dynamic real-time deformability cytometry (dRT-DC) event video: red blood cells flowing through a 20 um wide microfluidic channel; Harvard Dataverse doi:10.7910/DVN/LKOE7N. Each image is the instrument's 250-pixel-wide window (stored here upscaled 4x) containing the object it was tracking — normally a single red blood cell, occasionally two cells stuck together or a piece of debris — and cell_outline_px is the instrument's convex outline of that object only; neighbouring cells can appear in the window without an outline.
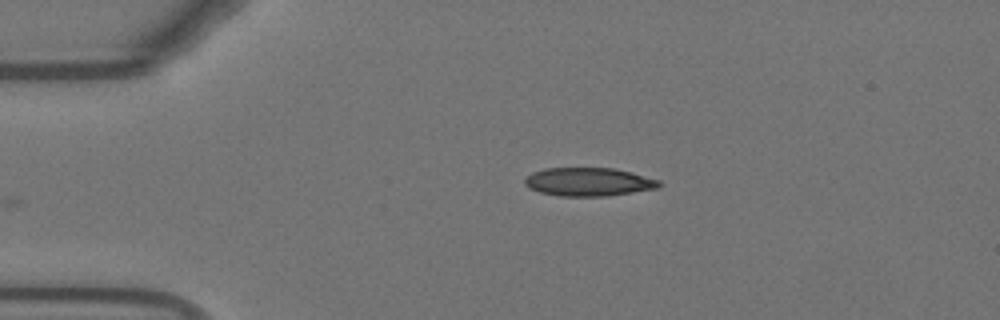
{"species": "Egyptian fruit bat (a non-hibernating species)", "species_latin": "Rousettus aegyptiacus", "temperature_condition": "warm", "stored_images_in_passage": 40, "camera_frame_rate_fps": 3000, "um_per_image_px": 0.085, "animal": {"sex": "female"}, "frame": {"image": 1, "passage_image": 1, "time_ms": 0.0, "image_size_px": [1000, 320], "cell_outline_px": [[664, 184], [660, 188], [608, 196], [560, 196], [540, 192], [528, 188], [524, 184], [524, 180], [532, 172], [544, 168], [616, 168], [632, 172], [660, 180]], "centroid_in_image_um": [50.08, 15.46], "position_along_channel_um": 34.9, "area_um2": 22.54}}
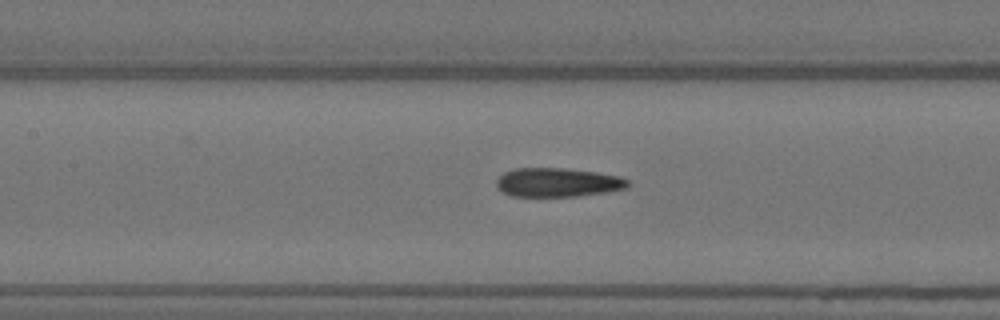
{"frame": {"image": 2, "passage_image": 14, "time_ms": 4.333, "image_size_px": [1000, 320], "cell_outline_px": [[628, 188], [608, 192], [576, 196], [512, 196], [496, 188], [496, 180], [504, 172], [516, 168], [564, 168], [596, 172], [620, 176], [628, 180]], "centroid_in_image_um": [47.4, 15.5], "position_along_channel_um": 160.0, "area_um2": 22.2}}
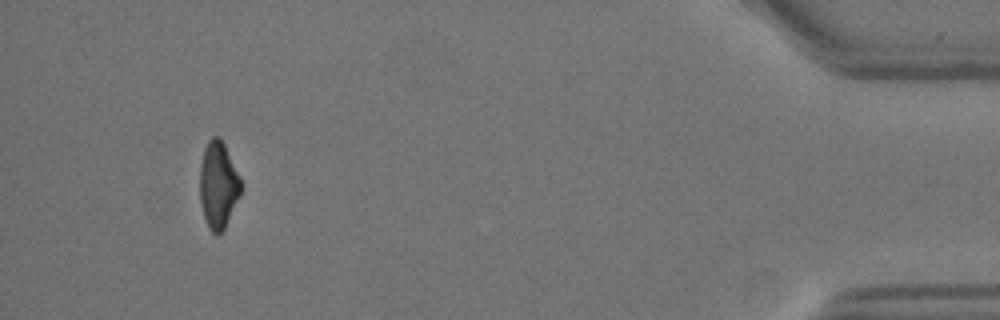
{"frame": {"image": 3, "passage_image": 40, "time_ms": 13.0, "image_size_px": [1000, 320], "cell_outline_px": [[240, 196], [224, 228], [216, 236], [208, 228], [200, 204], [200, 164], [204, 148], [208, 140], [212, 136], [220, 136], [224, 144], [240, 180]], "centroid_in_image_um": [18.52, 15.72], "position_along_channel_um": 416.7, "area_um2": 20.52}, "authors_computed_cell_mechanics": {"area_um2": 22.4553, "velocity_mm_per_s": 3.7624, "shape_relaxation_time_tau1_ms": 5.8051, "shape_relaxation_time_tau2_ms": 3.1274, "deformation_change_tau1": 0.2117, "deformation_change_tau2": 0.1259}}